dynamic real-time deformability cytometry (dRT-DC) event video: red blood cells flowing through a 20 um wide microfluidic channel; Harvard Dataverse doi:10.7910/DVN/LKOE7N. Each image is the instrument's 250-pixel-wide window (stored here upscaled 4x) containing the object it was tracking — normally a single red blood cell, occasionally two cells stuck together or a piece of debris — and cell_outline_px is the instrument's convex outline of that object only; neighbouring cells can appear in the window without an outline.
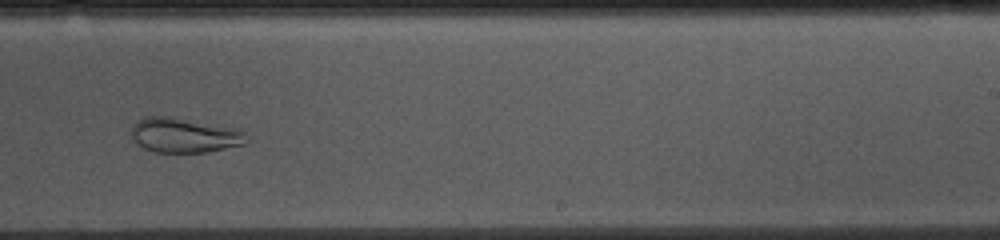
{"species": "common noctule bat (a hibernating species)", "species_latin": "Nyctalus noctula", "temperature_condition": "cold", "stored_images_in_passage": 53, "camera_frame_rate_fps": 3000, "um_per_image_px": 0.085, "animal": {"sex": "female", "body_mass_g": 10.0, "forearm_length_mm": 53.1}, "frame": {"image": 1, "passage_image": 32, "time_ms": 10.333, "image_size_px": [1000, 240], "cell_outline_px": [[248, 140], [244, 144], [208, 152], [156, 152], [144, 148], [136, 144], [132, 140], [132, 124], [136, 120], [144, 116], [172, 116], [240, 128], [244, 132]], "centroid_in_image_um": [15.66, 11.47], "position_along_channel_um": 273.3, "area_um2": 23.81}}
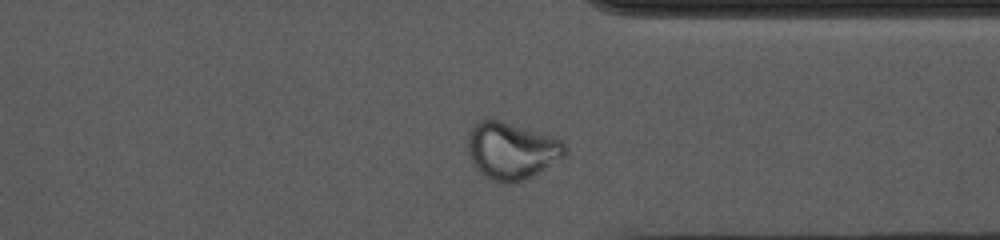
{"frame": {"image": 2, "passage_image": 40, "time_ms": 13.0, "image_size_px": [1000, 240], "cell_outline_px": [[564, 156], [532, 176], [524, 180], [492, 180], [480, 172], [476, 168], [468, 152], [468, 132], [476, 120], [484, 116], [500, 120], [544, 132], [556, 136], [564, 140]], "centroid_in_image_um": [43.46, 12.71], "position_along_channel_um": 367.9, "area_um2": 32.31}}
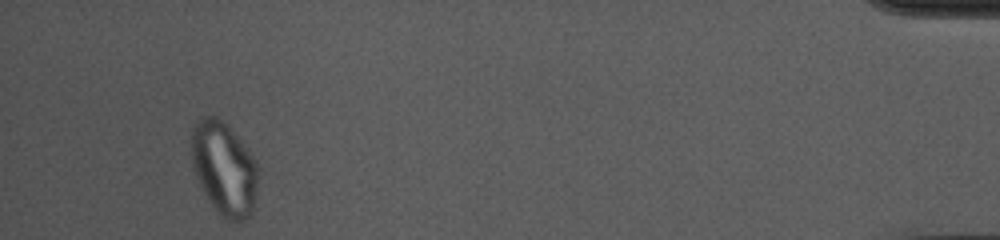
{"frame": {"image": 3, "passage_image": 50, "time_ms": 16.333, "image_size_px": [1000, 240], "cell_outline_px": [[260, 168], [256, 200], [252, 216], [236, 224], [220, 216], [208, 200], [192, 168], [192, 128], [204, 116], [216, 116], [228, 124], [252, 156]], "centroid_in_image_um": [19.1, 14.38], "position_along_channel_um": 416.1, "area_um2": 36.82}}